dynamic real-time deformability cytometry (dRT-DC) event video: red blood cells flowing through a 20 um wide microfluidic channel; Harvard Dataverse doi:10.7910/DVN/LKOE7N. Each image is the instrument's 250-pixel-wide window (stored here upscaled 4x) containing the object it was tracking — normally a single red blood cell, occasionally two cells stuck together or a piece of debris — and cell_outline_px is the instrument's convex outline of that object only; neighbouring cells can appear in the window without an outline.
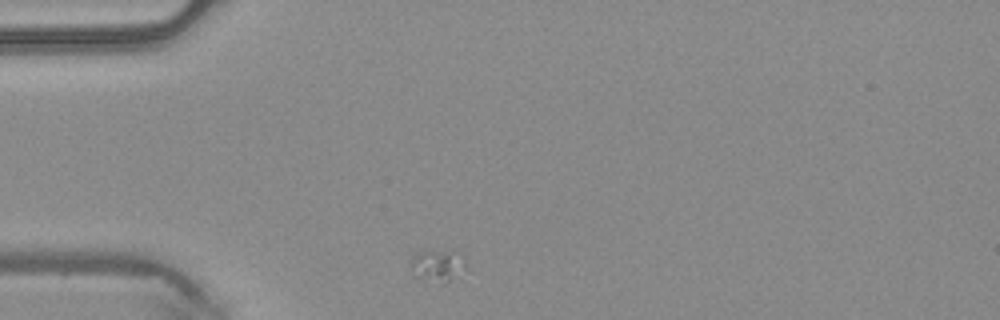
{"species": "common noctule bat (a hibernating species)", "species_latin": "Nyctalus noctula", "temperature_condition": "warm", "stored_images_in_passage": 32, "camera_frame_rate_fps": 3000, "um_per_image_px": 0.085, "animal": {"sex": "male", "body_mass_g": 20.4}, "frame": {"image": 1, "passage_image": 1, "time_ms": 0.0, "image_size_px": [1000, 320], "cell_outline_px": [[468, 268], [464, 280], [444, 284], [416, 276], [412, 268], [412, 256], [416, 252], [452, 248]], "centroid_in_image_um": [37.35, 22.61], "position_along_channel_um": 47.7, "area_um2": 10.98}}
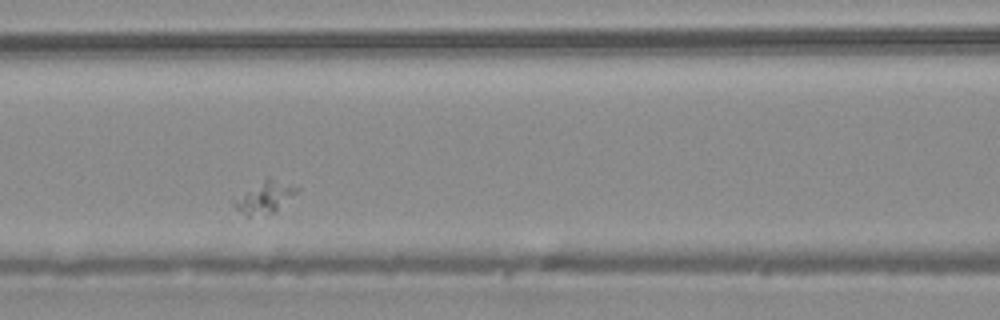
{"frame": {"image": 2, "passage_image": 10, "time_ms": 3.0, "image_size_px": [1000, 320], "cell_outline_px": [[300, 188], [296, 192], [272, 212], [248, 216], [244, 216], [232, 204], [232, 200], [268, 176]], "centroid_in_image_um": [22.44, 16.74], "position_along_channel_um": 144.2, "area_um2": 11.1}}
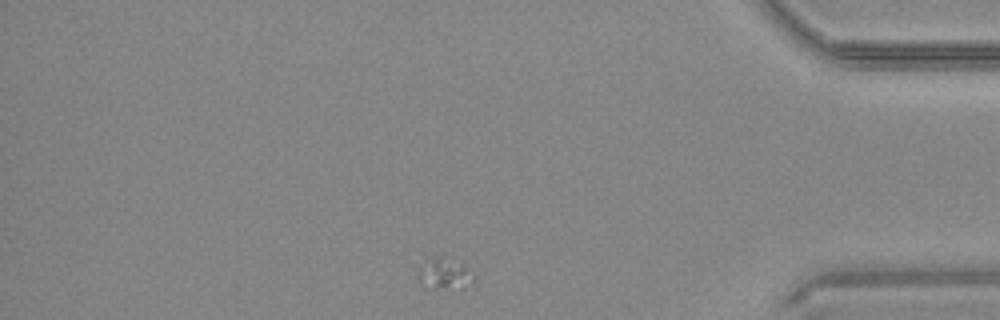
{"frame": {"image": 3, "passage_image": 32, "time_ms": 10.333, "image_size_px": [1000, 320], "cell_outline_px": [[476, 288], [432, 288], [420, 280], [416, 272], [416, 268], [424, 256], [460, 264], [476, 276]], "centroid_in_image_um": [37.8, 23.32], "position_along_channel_um": 397.4, "area_um2": 10.17}}